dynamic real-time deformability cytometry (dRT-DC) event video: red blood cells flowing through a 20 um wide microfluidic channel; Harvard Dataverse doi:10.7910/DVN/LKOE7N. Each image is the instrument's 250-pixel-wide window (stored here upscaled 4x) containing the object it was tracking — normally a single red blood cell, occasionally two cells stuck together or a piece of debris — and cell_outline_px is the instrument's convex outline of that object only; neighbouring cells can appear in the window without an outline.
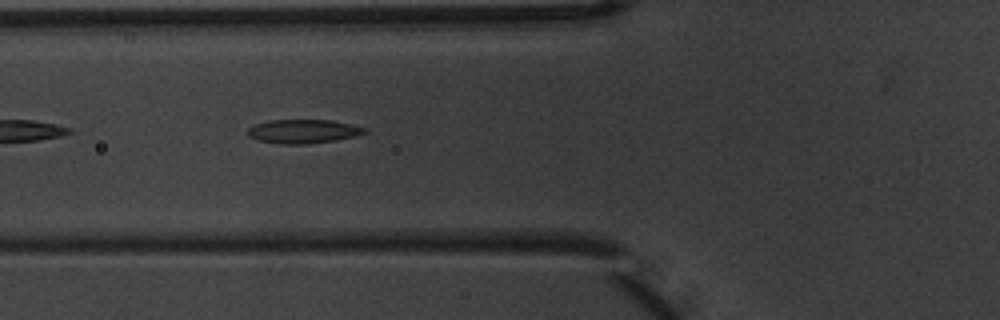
{"species": "common noctule bat (a hibernating species)", "species_latin": "Nyctalus noctula", "temperature_condition": "warm", "stored_images_in_passage": 6, "segment_of_instrument_passage": [2, 2], "camera_frame_rate_fps": 3000, "um_per_image_px": 0.085, "animal": {"sex": "male", "body_mass_g": 20.1, "forearm_length_mm": 53.5}, "frame": {"image": 1, "passage_image": 6, "time_ms": 1.667, "image_size_px": [1000, 320], "cell_outline_px": [[368, 132], [356, 136], [336, 140], [308, 144], [280, 144], [256, 140], [248, 136], [248, 128], [256, 124], [272, 120], [332, 120], [368, 128]], "centroid_in_image_um": [25.8, 11.17], "position_along_channel_um": 100.0, "area_um2": 16.36}}